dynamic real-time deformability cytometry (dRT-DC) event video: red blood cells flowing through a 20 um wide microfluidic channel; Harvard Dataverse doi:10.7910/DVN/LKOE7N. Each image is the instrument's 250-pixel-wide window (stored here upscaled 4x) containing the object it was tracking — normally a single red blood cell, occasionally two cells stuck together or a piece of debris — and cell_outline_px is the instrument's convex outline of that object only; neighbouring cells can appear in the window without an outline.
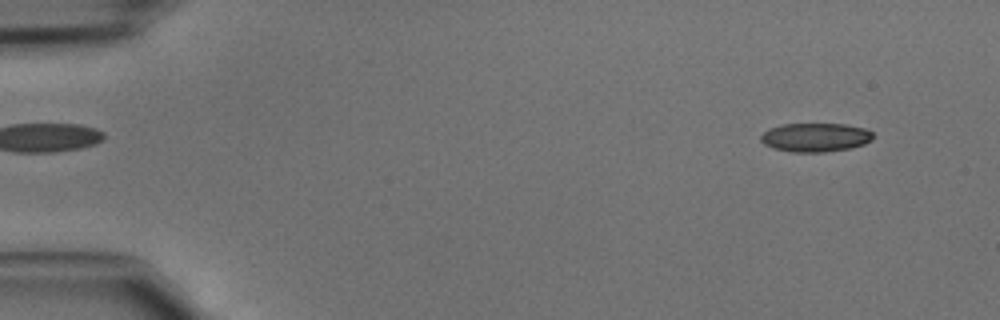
{"species": "common noctule bat (a hibernating species)", "species_latin": "Nyctalus noctula", "temperature_condition": "cold", "stored_images_in_passage": 46, "segment_of_instrument_passage": [1, 2], "camera_frame_rate_fps": 3000, "um_per_image_px": 0.085, "animal": {"sex": "male", "body_mass_g": 15.6}, "frame": {"image": 1, "passage_image": 3, "time_ms": 0.667, "image_size_px": [1000, 320], "cell_outline_px": [[872, 140], [864, 144], [852, 148], [824, 152], [792, 152], [776, 148], [764, 144], [760, 140], [760, 136], [768, 128], [780, 124], [844, 124], [864, 128], [872, 132]], "centroid_in_image_um": [69.3, 11.67], "position_along_channel_um": 15.7, "area_um2": 18.84}}
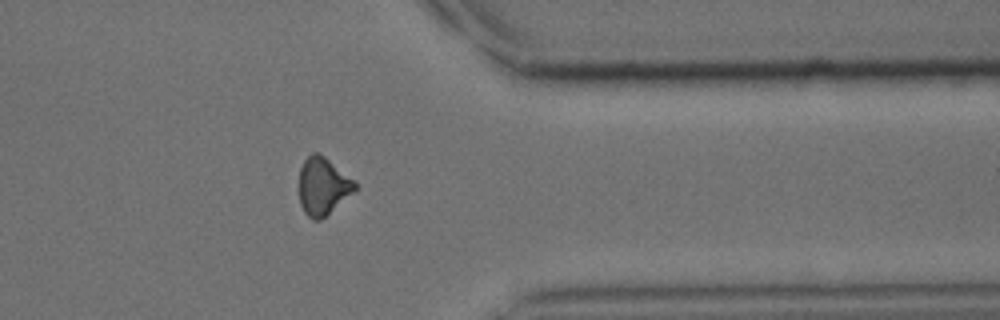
{"frame": {"image": 2, "passage_image": 36, "time_ms": 11.667, "image_size_px": [1000, 320], "cell_outline_px": [[356, 188], [352, 192], [320, 220], [312, 220], [304, 212], [300, 204], [300, 168], [304, 160], [312, 152], [316, 152], [324, 156], [352, 180], [356, 184]], "centroid_in_image_um": [27.39, 15.83], "position_along_channel_um": 384.0, "area_um2": 18.03}}
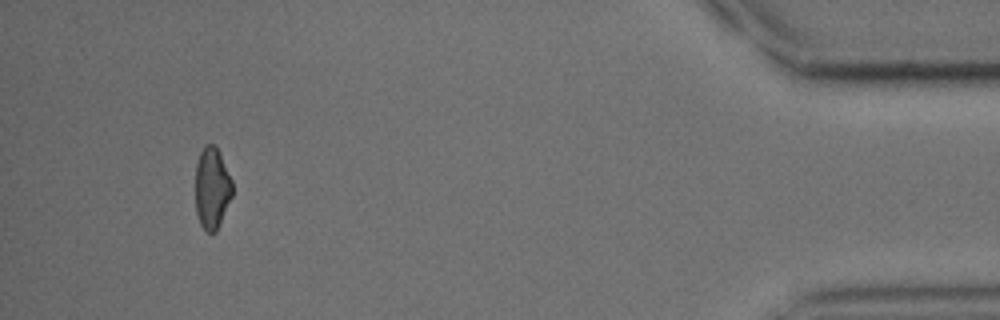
{"frame": {"image": 3, "passage_image": 42, "time_ms": 13.667, "image_size_px": [1000, 320], "cell_outline_px": [[232, 196], [216, 232], [208, 232], [200, 224], [196, 212], [196, 164], [200, 152], [204, 144], [216, 144], [220, 152], [232, 180]], "centroid_in_image_um": [18.02, 15.95], "position_along_channel_um": 417.2, "area_um2": 17.63}}